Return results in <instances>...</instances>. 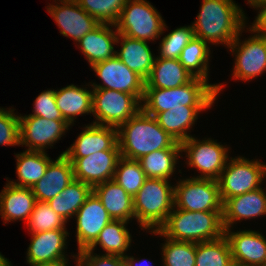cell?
Returning a JSON list of instances; mask_svg holds the SVG:
<instances>
[{
	"label": "cell",
	"mask_w": 266,
	"mask_h": 266,
	"mask_svg": "<svg viewBox=\"0 0 266 266\" xmlns=\"http://www.w3.org/2000/svg\"><path fill=\"white\" fill-rule=\"evenodd\" d=\"M263 187L228 198L223 203V226L229 229L236 221L266 215V192Z\"/></svg>",
	"instance_id": "44dd1931"
},
{
	"label": "cell",
	"mask_w": 266,
	"mask_h": 266,
	"mask_svg": "<svg viewBox=\"0 0 266 266\" xmlns=\"http://www.w3.org/2000/svg\"><path fill=\"white\" fill-rule=\"evenodd\" d=\"M8 261L9 259L5 258L4 255L0 253V266H4Z\"/></svg>",
	"instance_id": "c3c4849f"
},
{
	"label": "cell",
	"mask_w": 266,
	"mask_h": 266,
	"mask_svg": "<svg viewBox=\"0 0 266 266\" xmlns=\"http://www.w3.org/2000/svg\"><path fill=\"white\" fill-rule=\"evenodd\" d=\"M181 149H162L151 152L138 159L142 170L147 178H158L169 181L176 171L177 160H179Z\"/></svg>",
	"instance_id": "1f68e13d"
},
{
	"label": "cell",
	"mask_w": 266,
	"mask_h": 266,
	"mask_svg": "<svg viewBox=\"0 0 266 266\" xmlns=\"http://www.w3.org/2000/svg\"><path fill=\"white\" fill-rule=\"evenodd\" d=\"M144 95L111 89H93L92 124L119 128L142 109Z\"/></svg>",
	"instance_id": "52a82bcc"
},
{
	"label": "cell",
	"mask_w": 266,
	"mask_h": 266,
	"mask_svg": "<svg viewBox=\"0 0 266 266\" xmlns=\"http://www.w3.org/2000/svg\"><path fill=\"white\" fill-rule=\"evenodd\" d=\"M31 235L26 256L29 265L68 260L65 255L69 236L67 230H49Z\"/></svg>",
	"instance_id": "d6986e66"
},
{
	"label": "cell",
	"mask_w": 266,
	"mask_h": 266,
	"mask_svg": "<svg viewBox=\"0 0 266 266\" xmlns=\"http://www.w3.org/2000/svg\"><path fill=\"white\" fill-rule=\"evenodd\" d=\"M164 238L161 248L163 266H195L197 243Z\"/></svg>",
	"instance_id": "d590c367"
},
{
	"label": "cell",
	"mask_w": 266,
	"mask_h": 266,
	"mask_svg": "<svg viewBox=\"0 0 266 266\" xmlns=\"http://www.w3.org/2000/svg\"><path fill=\"white\" fill-rule=\"evenodd\" d=\"M181 152H185L188 166L200 171L196 178L218 180L228 159V147L208 138L198 140L191 136L181 143Z\"/></svg>",
	"instance_id": "30bf717a"
},
{
	"label": "cell",
	"mask_w": 266,
	"mask_h": 266,
	"mask_svg": "<svg viewBox=\"0 0 266 266\" xmlns=\"http://www.w3.org/2000/svg\"><path fill=\"white\" fill-rule=\"evenodd\" d=\"M258 11L257 17L250 26L257 33L266 35V1L262 2L259 6L256 7Z\"/></svg>",
	"instance_id": "7bdbcfd3"
},
{
	"label": "cell",
	"mask_w": 266,
	"mask_h": 266,
	"mask_svg": "<svg viewBox=\"0 0 266 266\" xmlns=\"http://www.w3.org/2000/svg\"><path fill=\"white\" fill-rule=\"evenodd\" d=\"M91 69L103 84H91L93 89H111L132 95H144L145 80L130 70L116 55L95 63Z\"/></svg>",
	"instance_id": "4fadbf2b"
},
{
	"label": "cell",
	"mask_w": 266,
	"mask_h": 266,
	"mask_svg": "<svg viewBox=\"0 0 266 266\" xmlns=\"http://www.w3.org/2000/svg\"><path fill=\"white\" fill-rule=\"evenodd\" d=\"M54 1L56 5L49 4L47 6V12L53 17L57 26L60 28V34L63 36L67 38L71 37V39L78 42L88 32L99 25L93 17L79 6L77 1Z\"/></svg>",
	"instance_id": "5bb4252c"
},
{
	"label": "cell",
	"mask_w": 266,
	"mask_h": 266,
	"mask_svg": "<svg viewBox=\"0 0 266 266\" xmlns=\"http://www.w3.org/2000/svg\"><path fill=\"white\" fill-rule=\"evenodd\" d=\"M93 192L113 220L129 222L134 218L133 197L113 179L95 185Z\"/></svg>",
	"instance_id": "cb8c5ba5"
},
{
	"label": "cell",
	"mask_w": 266,
	"mask_h": 266,
	"mask_svg": "<svg viewBox=\"0 0 266 266\" xmlns=\"http://www.w3.org/2000/svg\"><path fill=\"white\" fill-rule=\"evenodd\" d=\"M71 146L62 152L67 158H82L103 150H120L118 128L89 124Z\"/></svg>",
	"instance_id": "ac0fdd59"
},
{
	"label": "cell",
	"mask_w": 266,
	"mask_h": 266,
	"mask_svg": "<svg viewBox=\"0 0 266 266\" xmlns=\"http://www.w3.org/2000/svg\"><path fill=\"white\" fill-rule=\"evenodd\" d=\"M20 145H25L31 151L46 152L53 147L69 129L65 120H47L35 115H19Z\"/></svg>",
	"instance_id": "7c38bea8"
},
{
	"label": "cell",
	"mask_w": 266,
	"mask_h": 266,
	"mask_svg": "<svg viewBox=\"0 0 266 266\" xmlns=\"http://www.w3.org/2000/svg\"><path fill=\"white\" fill-rule=\"evenodd\" d=\"M199 11L192 27L195 36L208 45L228 48L246 28V14L233 0H203Z\"/></svg>",
	"instance_id": "6da1fadb"
},
{
	"label": "cell",
	"mask_w": 266,
	"mask_h": 266,
	"mask_svg": "<svg viewBox=\"0 0 266 266\" xmlns=\"http://www.w3.org/2000/svg\"><path fill=\"white\" fill-rule=\"evenodd\" d=\"M211 107L176 106L175 108L154 115L160 127L178 143L189 139L188 131L195 124L201 111Z\"/></svg>",
	"instance_id": "4316f807"
},
{
	"label": "cell",
	"mask_w": 266,
	"mask_h": 266,
	"mask_svg": "<svg viewBox=\"0 0 266 266\" xmlns=\"http://www.w3.org/2000/svg\"><path fill=\"white\" fill-rule=\"evenodd\" d=\"M35 203L31 188L14 186L8 182L0 193V216L5 221L4 225L16 220L28 222Z\"/></svg>",
	"instance_id": "603a6c76"
},
{
	"label": "cell",
	"mask_w": 266,
	"mask_h": 266,
	"mask_svg": "<svg viewBox=\"0 0 266 266\" xmlns=\"http://www.w3.org/2000/svg\"><path fill=\"white\" fill-rule=\"evenodd\" d=\"M120 150H103L82 158H68L75 180L94 187L114 178Z\"/></svg>",
	"instance_id": "2e32d148"
},
{
	"label": "cell",
	"mask_w": 266,
	"mask_h": 266,
	"mask_svg": "<svg viewBox=\"0 0 266 266\" xmlns=\"http://www.w3.org/2000/svg\"><path fill=\"white\" fill-rule=\"evenodd\" d=\"M249 29V30H248ZM246 30L254 35L244 41L237 35L233 43L228 47L235 58L233 68V79L249 81L266 72V35L253 30L250 26Z\"/></svg>",
	"instance_id": "8fae6325"
},
{
	"label": "cell",
	"mask_w": 266,
	"mask_h": 266,
	"mask_svg": "<svg viewBox=\"0 0 266 266\" xmlns=\"http://www.w3.org/2000/svg\"><path fill=\"white\" fill-rule=\"evenodd\" d=\"M99 24H116L127 0H76Z\"/></svg>",
	"instance_id": "8d00e7d4"
},
{
	"label": "cell",
	"mask_w": 266,
	"mask_h": 266,
	"mask_svg": "<svg viewBox=\"0 0 266 266\" xmlns=\"http://www.w3.org/2000/svg\"><path fill=\"white\" fill-rule=\"evenodd\" d=\"M67 222L53 211L47 202L36 201L34 209L27 222L30 233L49 230H66Z\"/></svg>",
	"instance_id": "74e56055"
},
{
	"label": "cell",
	"mask_w": 266,
	"mask_h": 266,
	"mask_svg": "<svg viewBox=\"0 0 266 266\" xmlns=\"http://www.w3.org/2000/svg\"><path fill=\"white\" fill-rule=\"evenodd\" d=\"M195 37L192 24L172 30L162 38L159 56L165 59H178L184 47Z\"/></svg>",
	"instance_id": "f35d334b"
},
{
	"label": "cell",
	"mask_w": 266,
	"mask_h": 266,
	"mask_svg": "<svg viewBox=\"0 0 266 266\" xmlns=\"http://www.w3.org/2000/svg\"><path fill=\"white\" fill-rule=\"evenodd\" d=\"M192 76L178 59L156 57L145 88L171 89L189 83Z\"/></svg>",
	"instance_id": "83f0119b"
},
{
	"label": "cell",
	"mask_w": 266,
	"mask_h": 266,
	"mask_svg": "<svg viewBox=\"0 0 266 266\" xmlns=\"http://www.w3.org/2000/svg\"><path fill=\"white\" fill-rule=\"evenodd\" d=\"M210 54L209 45L195 36L184 47L178 60L192 76L208 81Z\"/></svg>",
	"instance_id": "d6a6232c"
},
{
	"label": "cell",
	"mask_w": 266,
	"mask_h": 266,
	"mask_svg": "<svg viewBox=\"0 0 266 266\" xmlns=\"http://www.w3.org/2000/svg\"><path fill=\"white\" fill-rule=\"evenodd\" d=\"M4 266H12L11 261H8Z\"/></svg>",
	"instance_id": "681fc988"
},
{
	"label": "cell",
	"mask_w": 266,
	"mask_h": 266,
	"mask_svg": "<svg viewBox=\"0 0 266 266\" xmlns=\"http://www.w3.org/2000/svg\"><path fill=\"white\" fill-rule=\"evenodd\" d=\"M228 239L223 236L217 240L197 243L195 266H233Z\"/></svg>",
	"instance_id": "836d02e7"
},
{
	"label": "cell",
	"mask_w": 266,
	"mask_h": 266,
	"mask_svg": "<svg viewBox=\"0 0 266 266\" xmlns=\"http://www.w3.org/2000/svg\"><path fill=\"white\" fill-rule=\"evenodd\" d=\"M225 229L232 260L238 266H266V238L262 233L252 230Z\"/></svg>",
	"instance_id": "e0dca14e"
},
{
	"label": "cell",
	"mask_w": 266,
	"mask_h": 266,
	"mask_svg": "<svg viewBox=\"0 0 266 266\" xmlns=\"http://www.w3.org/2000/svg\"><path fill=\"white\" fill-rule=\"evenodd\" d=\"M78 252L88 249L98 238L101 230L113 219L94 192L75 214Z\"/></svg>",
	"instance_id": "9a60e30c"
},
{
	"label": "cell",
	"mask_w": 266,
	"mask_h": 266,
	"mask_svg": "<svg viewBox=\"0 0 266 266\" xmlns=\"http://www.w3.org/2000/svg\"><path fill=\"white\" fill-rule=\"evenodd\" d=\"M134 218L143 230H158L174 207V185L170 181L147 178L133 197Z\"/></svg>",
	"instance_id": "5b68a950"
},
{
	"label": "cell",
	"mask_w": 266,
	"mask_h": 266,
	"mask_svg": "<svg viewBox=\"0 0 266 266\" xmlns=\"http://www.w3.org/2000/svg\"><path fill=\"white\" fill-rule=\"evenodd\" d=\"M7 109L0 107V145L20 146L19 115L15 109Z\"/></svg>",
	"instance_id": "ab89813d"
},
{
	"label": "cell",
	"mask_w": 266,
	"mask_h": 266,
	"mask_svg": "<svg viewBox=\"0 0 266 266\" xmlns=\"http://www.w3.org/2000/svg\"><path fill=\"white\" fill-rule=\"evenodd\" d=\"M17 182H8L14 186L32 188L43 176L52 159L46 152L25 150L15 154Z\"/></svg>",
	"instance_id": "f1b7e54d"
},
{
	"label": "cell",
	"mask_w": 266,
	"mask_h": 266,
	"mask_svg": "<svg viewBox=\"0 0 266 266\" xmlns=\"http://www.w3.org/2000/svg\"><path fill=\"white\" fill-rule=\"evenodd\" d=\"M117 32L142 41H154L167 25L160 13L146 0H127L115 24Z\"/></svg>",
	"instance_id": "8992f818"
},
{
	"label": "cell",
	"mask_w": 266,
	"mask_h": 266,
	"mask_svg": "<svg viewBox=\"0 0 266 266\" xmlns=\"http://www.w3.org/2000/svg\"><path fill=\"white\" fill-rule=\"evenodd\" d=\"M30 266H68V260H60L48 263L32 264Z\"/></svg>",
	"instance_id": "ee69618b"
},
{
	"label": "cell",
	"mask_w": 266,
	"mask_h": 266,
	"mask_svg": "<svg viewBox=\"0 0 266 266\" xmlns=\"http://www.w3.org/2000/svg\"><path fill=\"white\" fill-rule=\"evenodd\" d=\"M124 259L127 261L129 266H143V264H144V262H142V260H138V259L136 260V258H134L133 256L125 255ZM144 266H146V265L144 264Z\"/></svg>",
	"instance_id": "f6af8a7d"
},
{
	"label": "cell",
	"mask_w": 266,
	"mask_h": 266,
	"mask_svg": "<svg viewBox=\"0 0 266 266\" xmlns=\"http://www.w3.org/2000/svg\"><path fill=\"white\" fill-rule=\"evenodd\" d=\"M70 84L55 90L56 105L64 120L71 126L76 117L83 114H92L93 89L87 90Z\"/></svg>",
	"instance_id": "484cf974"
},
{
	"label": "cell",
	"mask_w": 266,
	"mask_h": 266,
	"mask_svg": "<svg viewBox=\"0 0 266 266\" xmlns=\"http://www.w3.org/2000/svg\"><path fill=\"white\" fill-rule=\"evenodd\" d=\"M92 192V186L82 181L74 180L60 194L50 199L47 203L54 212L67 222L75 216Z\"/></svg>",
	"instance_id": "f546056e"
},
{
	"label": "cell",
	"mask_w": 266,
	"mask_h": 266,
	"mask_svg": "<svg viewBox=\"0 0 266 266\" xmlns=\"http://www.w3.org/2000/svg\"><path fill=\"white\" fill-rule=\"evenodd\" d=\"M74 180L72 163L61 153L49 163L44 176L31 189L36 201L48 202Z\"/></svg>",
	"instance_id": "ffe728a7"
},
{
	"label": "cell",
	"mask_w": 266,
	"mask_h": 266,
	"mask_svg": "<svg viewBox=\"0 0 266 266\" xmlns=\"http://www.w3.org/2000/svg\"><path fill=\"white\" fill-rule=\"evenodd\" d=\"M129 222L123 220H112L99 233L96 241L88 248L93 251L100 245L105 254L125 257V252L131 247L132 237L126 228Z\"/></svg>",
	"instance_id": "4dcf8cb0"
},
{
	"label": "cell",
	"mask_w": 266,
	"mask_h": 266,
	"mask_svg": "<svg viewBox=\"0 0 266 266\" xmlns=\"http://www.w3.org/2000/svg\"><path fill=\"white\" fill-rule=\"evenodd\" d=\"M223 211L193 212L173 207L172 212L154 235L174 241L201 243L224 236Z\"/></svg>",
	"instance_id": "3957f363"
},
{
	"label": "cell",
	"mask_w": 266,
	"mask_h": 266,
	"mask_svg": "<svg viewBox=\"0 0 266 266\" xmlns=\"http://www.w3.org/2000/svg\"><path fill=\"white\" fill-rule=\"evenodd\" d=\"M118 34L114 24H99L78 41V47L90 66L116 55L114 45L117 44Z\"/></svg>",
	"instance_id": "7402d4cb"
},
{
	"label": "cell",
	"mask_w": 266,
	"mask_h": 266,
	"mask_svg": "<svg viewBox=\"0 0 266 266\" xmlns=\"http://www.w3.org/2000/svg\"><path fill=\"white\" fill-rule=\"evenodd\" d=\"M33 114L47 120H64L55 101V90L41 92L33 103Z\"/></svg>",
	"instance_id": "60d3db41"
},
{
	"label": "cell",
	"mask_w": 266,
	"mask_h": 266,
	"mask_svg": "<svg viewBox=\"0 0 266 266\" xmlns=\"http://www.w3.org/2000/svg\"><path fill=\"white\" fill-rule=\"evenodd\" d=\"M118 266H129L124 257L118 256Z\"/></svg>",
	"instance_id": "7dc6e473"
},
{
	"label": "cell",
	"mask_w": 266,
	"mask_h": 266,
	"mask_svg": "<svg viewBox=\"0 0 266 266\" xmlns=\"http://www.w3.org/2000/svg\"><path fill=\"white\" fill-rule=\"evenodd\" d=\"M174 186V207L186 211H223L217 180L192 178L180 179Z\"/></svg>",
	"instance_id": "9c48e42d"
},
{
	"label": "cell",
	"mask_w": 266,
	"mask_h": 266,
	"mask_svg": "<svg viewBox=\"0 0 266 266\" xmlns=\"http://www.w3.org/2000/svg\"><path fill=\"white\" fill-rule=\"evenodd\" d=\"M264 178H266V164L258 159L249 160L241 156L230 157L217 180L222 202L260 188Z\"/></svg>",
	"instance_id": "ba28073f"
},
{
	"label": "cell",
	"mask_w": 266,
	"mask_h": 266,
	"mask_svg": "<svg viewBox=\"0 0 266 266\" xmlns=\"http://www.w3.org/2000/svg\"><path fill=\"white\" fill-rule=\"evenodd\" d=\"M120 43V50L116 51V56L132 71L136 72L146 80L156 57L153 56L148 42L133 39L123 34H118L117 44Z\"/></svg>",
	"instance_id": "d4e9b609"
},
{
	"label": "cell",
	"mask_w": 266,
	"mask_h": 266,
	"mask_svg": "<svg viewBox=\"0 0 266 266\" xmlns=\"http://www.w3.org/2000/svg\"><path fill=\"white\" fill-rule=\"evenodd\" d=\"M77 254L72 256L76 261V266H118L117 255H97L88 249L79 251Z\"/></svg>",
	"instance_id": "b9f144b4"
},
{
	"label": "cell",
	"mask_w": 266,
	"mask_h": 266,
	"mask_svg": "<svg viewBox=\"0 0 266 266\" xmlns=\"http://www.w3.org/2000/svg\"><path fill=\"white\" fill-rule=\"evenodd\" d=\"M223 84H209L194 77L189 83L171 89L145 88L142 110L151 116L176 106L212 107Z\"/></svg>",
	"instance_id": "277c9868"
},
{
	"label": "cell",
	"mask_w": 266,
	"mask_h": 266,
	"mask_svg": "<svg viewBox=\"0 0 266 266\" xmlns=\"http://www.w3.org/2000/svg\"><path fill=\"white\" fill-rule=\"evenodd\" d=\"M247 4H249L251 7L256 8L257 6H259L262 2L266 1V0H247Z\"/></svg>",
	"instance_id": "bcb514c9"
},
{
	"label": "cell",
	"mask_w": 266,
	"mask_h": 266,
	"mask_svg": "<svg viewBox=\"0 0 266 266\" xmlns=\"http://www.w3.org/2000/svg\"><path fill=\"white\" fill-rule=\"evenodd\" d=\"M147 176L138 160L120 157L116 166L113 180L129 195L134 197L141 189Z\"/></svg>",
	"instance_id": "e575fe53"
},
{
	"label": "cell",
	"mask_w": 266,
	"mask_h": 266,
	"mask_svg": "<svg viewBox=\"0 0 266 266\" xmlns=\"http://www.w3.org/2000/svg\"><path fill=\"white\" fill-rule=\"evenodd\" d=\"M122 157L138 160L156 150L181 149V143L164 131L154 116L142 109L118 128Z\"/></svg>",
	"instance_id": "7a4b0ae2"
}]
</instances>
